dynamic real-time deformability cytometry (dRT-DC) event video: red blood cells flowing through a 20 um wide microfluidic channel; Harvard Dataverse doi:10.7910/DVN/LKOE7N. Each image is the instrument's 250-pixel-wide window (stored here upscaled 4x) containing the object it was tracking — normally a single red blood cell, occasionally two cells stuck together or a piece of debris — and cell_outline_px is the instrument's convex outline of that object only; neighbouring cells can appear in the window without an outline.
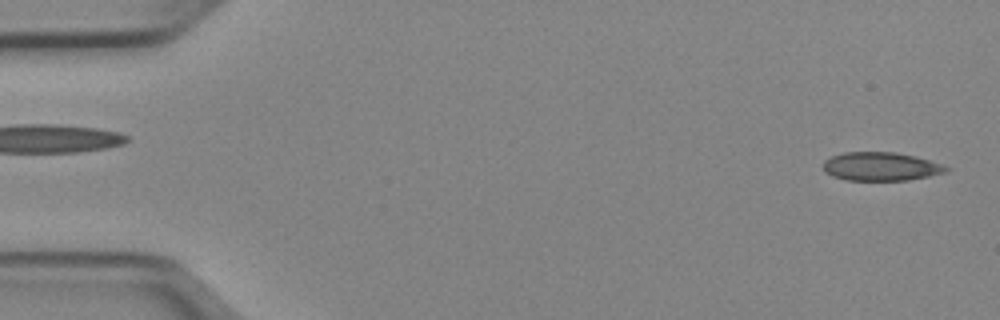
{"species": "Egyptian fruit bat (a non-hibernating species)", "species_latin": "Rousettus aegyptiacus", "temperature_condition": "cold", "stored_images_in_passage": 50, "camera_frame_rate_fps": 3000, "um_per_image_px": 0.085, "animal": {"sex": "female"}, "frame": {"image": 1, "passage_image": 1, "time_ms": 0.0, "image_size_px": [1000, 320], "cell_outline_px": [[952, 168], [948, 172], [908, 180], [844, 180], [832, 176], [824, 172], [824, 160], [832, 156], [844, 152], [896, 152], [916, 156], [944, 164]], "centroid_in_image_um": [74.91, 14.15], "position_along_channel_um": 10.1, "area_um2": 20.69}}
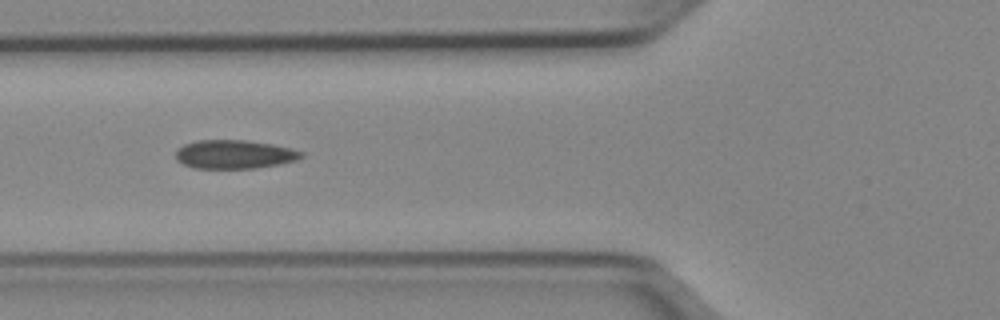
{"frame": {"image": 2, "passage_image": 18, "time_ms": 5.667, "image_size_px": [1000, 320], "cell_outline_px": [[304, 156], [296, 160], [280, 164], [256, 168], [192, 168], [176, 160], [176, 152], [184, 144], [200, 140], [244, 140], [272, 144], [304, 152]], "centroid_in_image_um": [19.93, 13.12], "position_along_channel_um": 105.9, "area_um2": 20.87}}
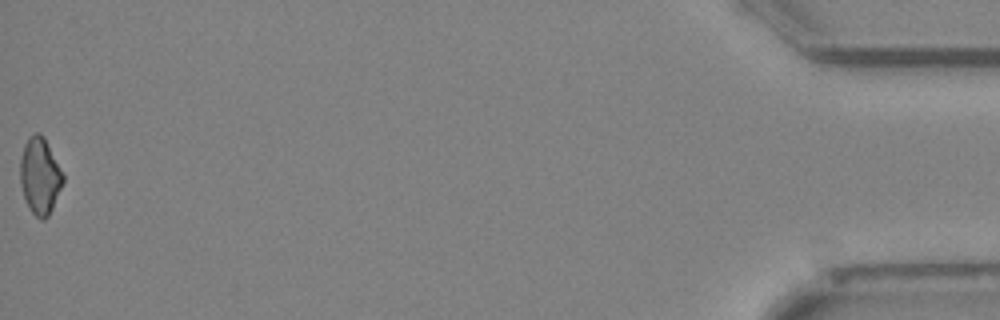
{"frame": {"image": 3, "passage_image": 50, "time_ms": 16.333, "image_size_px": [1000, 320], "cell_outline_px": [[64, 180], [52, 208], [48, 216], [44, 220], [40, 220], [28, 208], [20, 184], [20, 160], [24, 144], [28, 136], [36, 132], [40, 132], [44, 136], [64, 176]], "centroid_in_image_um": [3.37, 14.94], "position_along_channel_um": 431.8, "area_um2": 19.07}, "authors_computed_cell_mechanics": {"area_um2": 20.5768, "velocity_mm_per_s": 3.9751, "shape_relaxation_time_tau1_ms": null, "shape_relaxation_time_tau2_ms": 9.1074, "deformation_change_tau1": null, "deformation_change_tau2": 0.1417}}